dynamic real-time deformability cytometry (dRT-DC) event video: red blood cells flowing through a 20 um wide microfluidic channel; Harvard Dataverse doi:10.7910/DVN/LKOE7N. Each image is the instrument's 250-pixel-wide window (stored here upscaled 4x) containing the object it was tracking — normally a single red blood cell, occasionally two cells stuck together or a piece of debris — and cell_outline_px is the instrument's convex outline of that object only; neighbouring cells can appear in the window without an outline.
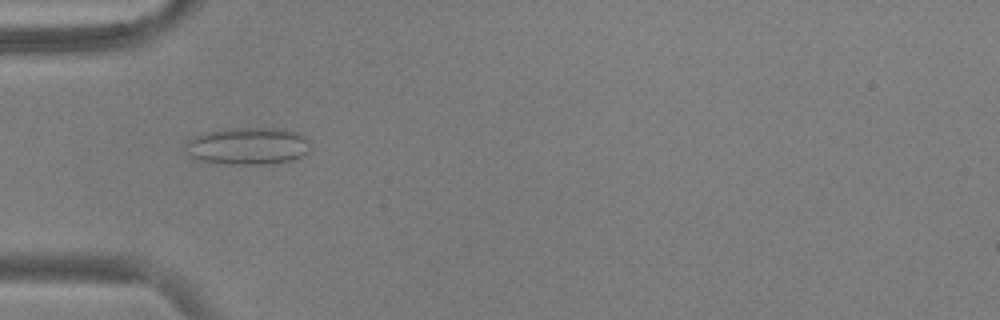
{"species": "common noctule bat (a hibernating species)", "species_latin": "Nyctalus noctula", "temperature_condition": "warm", "stored_images_in_passage": 40, "camera_frame_rate_fps": 3000, "um_per_image_px": 0.085, "animal": {"sex": "male", "body_mass_g": 17.9, "forearm_length_mm": 54.2}, "frame": {"image": 1, "passage_image": 4, "time_ms": 1.0, "image_size_px": [1000, 320], "cell_outline_px": [[308, 152], [304, 156], [292, 160], [272, 164], [224, 164], [204, 160], [192, 156], [188, 152], [188, 140], [196, 136], [220, 128], [284, 128], [296, 132], [304, 136], [308, 140]], "centroid_in_image_um": [21.14, 12.4], "position_along_channel_um": 63.9, "area_um2": 26.93}}
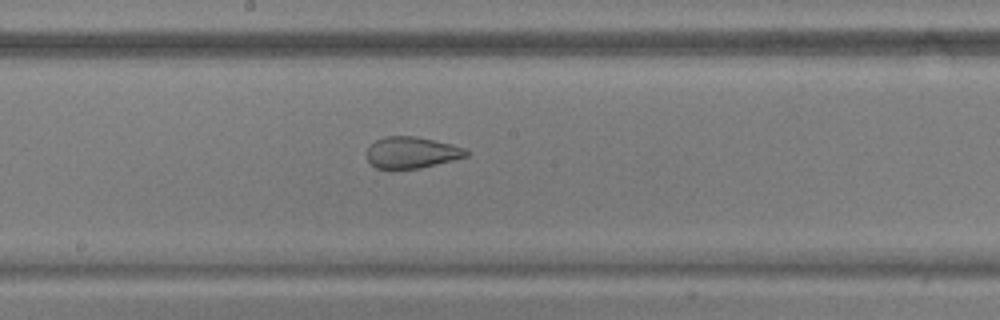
{"frame": {"image": 2, "passage_image": 16, "time_ms": 5.0, "image_size_px": [1000, 320], "cell_outline_px": [[468, 156], [420, 168], [376, 168], [364, 156], [364, 152], [376, 140], [384, 136], [416, 136], [452, 144], [464, 148], [468, 152]], "centroid_in_image_um": [34.95, 12.95], "position_along_channel_um": 213.2, "area_um2": 18.15}}
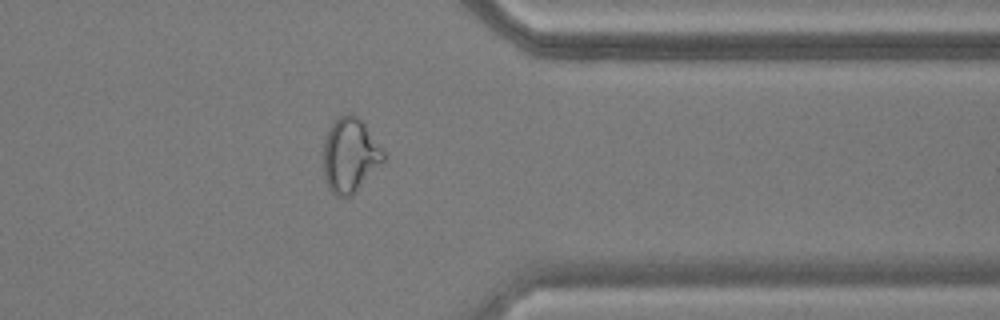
{"frame": {"image": 3, "passage_image": 30, "time_ms": 9.667, "image_size_px": [1000, 320], "cell_outline_px": [[384, 160], [352, 196], [336, 196], [328, 188], [324, 176], [324, 140], [332, 120], [348, 112], [356, 116], [364, 124], [384, 152]], "centroid_in_image_um": [29.72, 13.19], "position_along_channel_um": 381.7, "area_um2": 25.78}, "authors_computed_cell_mechanics": {"area_um2": 22.3686, "velocity_mm_per_s": 3.7654, "shape_relaxation_time_tau1_ms": null, "shape_relaxation_time_tau2_ms": 1.157, "deformation_change_tau1": null, "deformation_change_tau2": 0.0773}}